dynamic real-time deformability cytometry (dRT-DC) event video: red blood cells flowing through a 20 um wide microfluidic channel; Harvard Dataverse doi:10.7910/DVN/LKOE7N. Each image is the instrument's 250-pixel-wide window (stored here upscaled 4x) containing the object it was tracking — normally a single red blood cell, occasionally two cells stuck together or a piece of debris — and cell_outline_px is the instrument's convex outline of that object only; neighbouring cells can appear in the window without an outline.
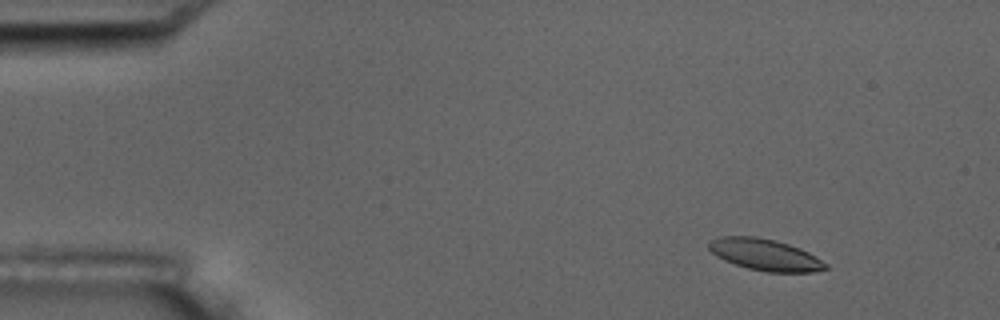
{"species": "common noctule bat (a hibernating species)", "species_latin": "Nyctalus noctula", "temperature_condition": "room temperature", "stored_images_in_passage": 5, "camera_frame_rate_fps": 3000, "um_per_image_px": 0.085, "animal": {"sex": "male", "body_mass_g": 17.5, "forearm_length_mm": 52.3}, "frame": {"image": 1, "passage_image": 2, "time_ms": 2.0, "image_size_px": [1000, 320], "cell_outline_px": [[828, 268], [812, 272], [768, 272], [748, 268], [724, 260], [716, 256], [708, 248], [708, 244], [712, 240], [720, 236], [756, 236], [776, 240], [800, 248], [816, 256], [828, 264]], "centroid_in_image_um": [65.04, 21.64], "position_along_channel_um": 20.0, "area_um2": 21.44}}